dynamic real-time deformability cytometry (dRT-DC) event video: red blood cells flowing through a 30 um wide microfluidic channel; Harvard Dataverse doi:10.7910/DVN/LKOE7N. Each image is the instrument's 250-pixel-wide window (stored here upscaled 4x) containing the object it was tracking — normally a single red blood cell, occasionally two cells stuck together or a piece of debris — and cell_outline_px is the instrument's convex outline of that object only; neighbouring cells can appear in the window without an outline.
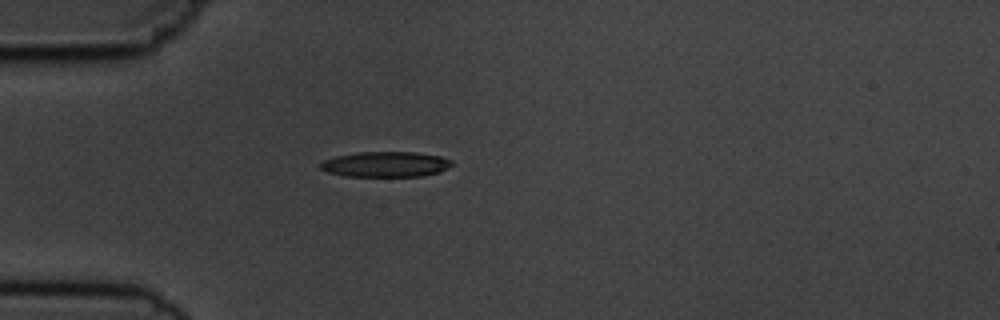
{"species": "common noctule bat (a hibernating species)", "species_latin": "Nyctalus noctula", "temperature_condition": "cold", "stored_images_in_passage": 1, "camera_frame_rate_fps": 3000, "um_per_image_px": 0.085, "animal": {"sex": "male", "body_mass_g": 19.5, "forearm_length_mm": 54.6}, "frame": {"image": 1, "passage_image": 1, "time_ms": 0.0, "image_size_px": [1000, 320], "cell_outline_px": [[452, 164], [448, 168], [440, 172], [420, 176], [344, 176], [328, 172], [320, 168], [320, 160], [336, 156], [356, 152], [416, 152], [440, 156], [452, 160]], "centroid_in_image_um": [32.75, 13.96], "position_along_channel_um": 52.2, "area_um2": 19.54}}